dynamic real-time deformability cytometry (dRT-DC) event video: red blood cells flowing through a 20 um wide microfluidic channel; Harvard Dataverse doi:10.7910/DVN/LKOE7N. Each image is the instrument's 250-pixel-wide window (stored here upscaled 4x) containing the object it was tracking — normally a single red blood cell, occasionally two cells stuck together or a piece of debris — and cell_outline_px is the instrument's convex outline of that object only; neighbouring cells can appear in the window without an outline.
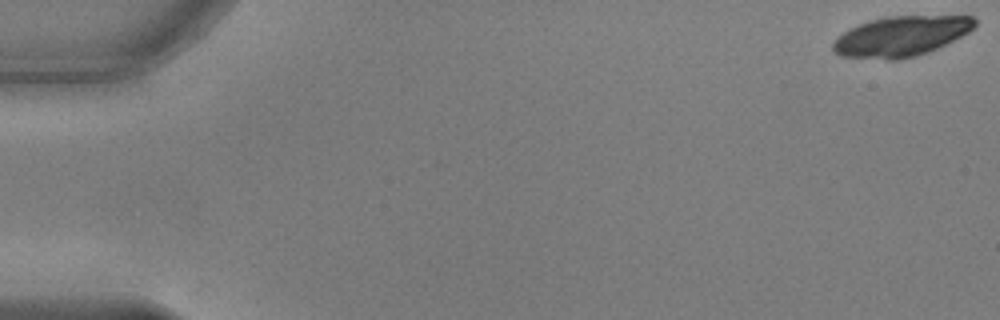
{"species": "common noctule bat (a hibernating species)", "species_latin": "Nyctalus noctula", "temperature_condition": "warm", "stored_images_in_passage": 44, "camera_frame_rate_fps": 3000, "um_per_image_px": 0.085, "animal": {"sex": "male", "body_mass_g": 17.9, "forearm_length_mm": 54.2}, "frame": {"image": 1, "passage_image": 1, "time_ms": 0.0, "image_size_px": [1000, 320], "cell_outline_px": [[976, 24], [968, 32], [928, 52], [916, 56], [900, 60], [888, 60], [840, 56], [832, 48], [832, 44], [844, 32], [868, 20], [884, 16], [972, 16], [976, 20]], "centroid_in_image_um": [76.57, 3.09], "position_along_channel_um": 8.4, "area_um2": 32.89}}
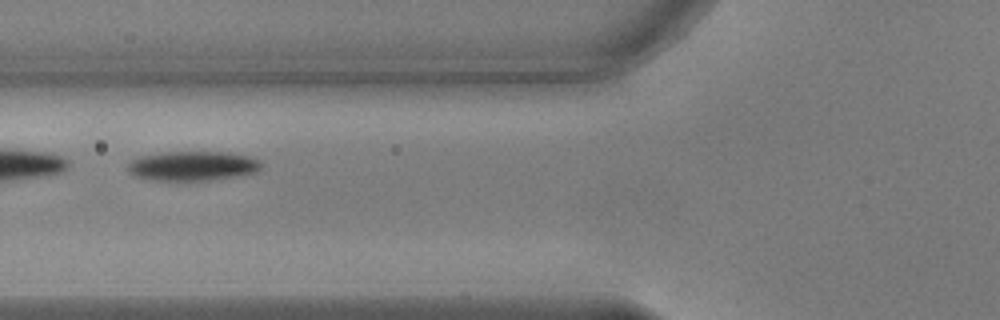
{"frame": {"image": 2, "passage_image": 22, "time_ms": 7.0, "image_size_px": [1000, 320], "cell_outline_px": [[260, 168], [256, 172], [208, 180], [152, 180], [132, 176], [128, 172], [128, 164], [132, 160], [140, 156], [168, 152], [224, 152], [248, 156], [260, 160]], "centroid_in_image_um": [16.32, 14.1], "position_along_channel_um": 109.5, "area_um2": 22.66}}
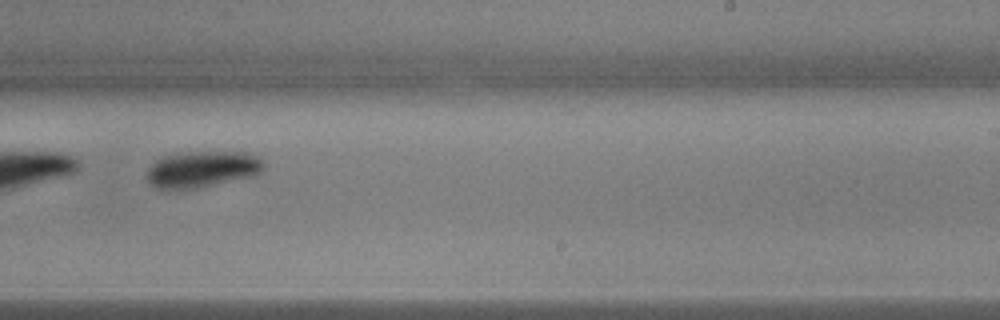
{"frame": {"image": 3, "passage_image": 35, "time_ms": 11.333, "image_size_px": [1000, 320], "cell_outline_px": [[264, 168], [256, 176], [196, 188], [156, 188], [148, 180], [148, 168], [156, 160], [168, 156], [192, 152], [244, 152], [256, 156], [264, 164]], "centroid_in_image_um": [17.24, 14.39], "position_along_channel_um": 271.8, "area_um2": 24.22}, "authors_computed_cell_mechanics": {"area_um2": 24.7095, "velocity_mm_per_s": 3.7645, "shape_relaxation_time_tau1_ms": 1.9364, "shape_relaxation_time_tau2_ms": null, "deformation_change_tau1": 0.1206, "deformation_change_tau2": null}}